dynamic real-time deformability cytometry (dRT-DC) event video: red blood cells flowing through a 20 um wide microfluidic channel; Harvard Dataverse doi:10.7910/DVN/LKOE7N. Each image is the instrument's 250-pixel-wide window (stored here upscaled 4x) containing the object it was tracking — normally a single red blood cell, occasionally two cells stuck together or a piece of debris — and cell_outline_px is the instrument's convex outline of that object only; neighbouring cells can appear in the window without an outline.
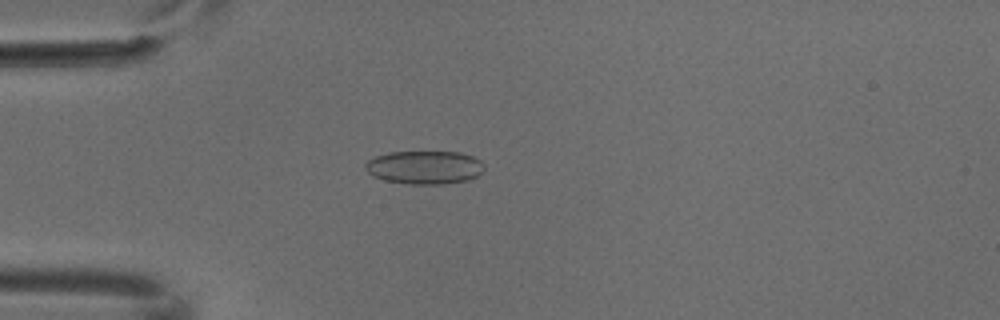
{"species": "common noctule bat (a hibernating species)", "species_latin": "Nyctalus noctula", "temperature_condition": "cold", "stored_images_in_passage": 1, "camera_frame_rate_fps": 3000, "um_per_image_px": 0.085, "animal": {"sex": "male", "body_mass_g": 18.8}, "frame": {"image": 1, "passage_image": 1, "time_ms": 0.0, "image_size_px": [1000, 320], "cell_outline_px": [[484, 168], [476, 176], [468, 180], [444, 184], [408, 184], [384, 180], [372, 176], [364, 168], [364, 164], [368, 160], [376, 156], [388, 152], [460, 152], [472, 156], [480, 160], [484, 164]], "centroid_in_image_um": [36.06, 14.23], "position_along_channel_um": 48.9, "area_um2": 23.18}}